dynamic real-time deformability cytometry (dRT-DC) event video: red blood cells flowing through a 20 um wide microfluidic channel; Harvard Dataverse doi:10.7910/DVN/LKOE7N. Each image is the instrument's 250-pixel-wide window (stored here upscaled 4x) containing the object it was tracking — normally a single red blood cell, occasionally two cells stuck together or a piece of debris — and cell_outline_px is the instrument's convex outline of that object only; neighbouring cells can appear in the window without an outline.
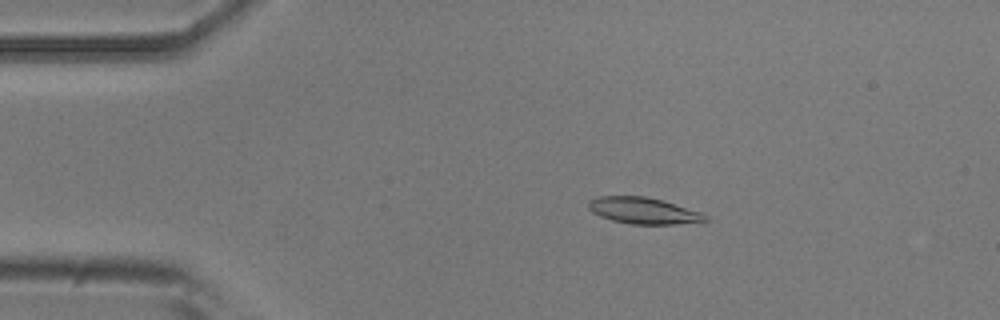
{"species": "common noctule bat (a hibernating species)", "species_latin": "Nyctalus noctula", "temperature_condition": "room temperature", "stored_images_in_passage": 48, "camera_frame_rate_fps": 3000, "um_per_image_px": 0.085, "animal": {"sex": "male", "body_mass_g": 20.5, "forearm_length_mm": 52.5}, "frame": {"image": 1, "passage_image": 10, "time_ms": 3.0, "image_size_px": [1000, 320], "cell_outline_px": [[708, 220], [676, 224], [632, 224], [612, 220], [600, 216], [592, 212], [588, 208], [588, 200], [600, 196], [644, 196], [660, 200], [700, 212], [708, 216]], "centroid_in_image_um": [54.63, 17.9], "position_along_channel_um": 30.4, "area_um2": 17.69}}
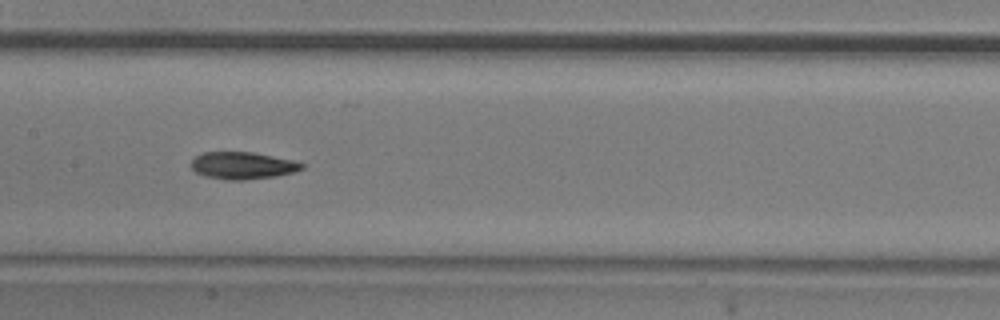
{"frame": {"image": 2, "passage_image": 26, "time_ms": 8.333, "image_size_px": [1000, 320], "cell_outline_px": [[304, 168], [292, 172], [276, 176], [244, 180], [228, 180], [208, 176], [196, 172], [192, 168], [192, 160], [196, 156], [204, 152], [252, 152], [292, 160], [304, 164]], "centroid_in_image_um": [20.63, 14.07], "position_along_channel_um": 186.8, "area_um2": 17.22}}
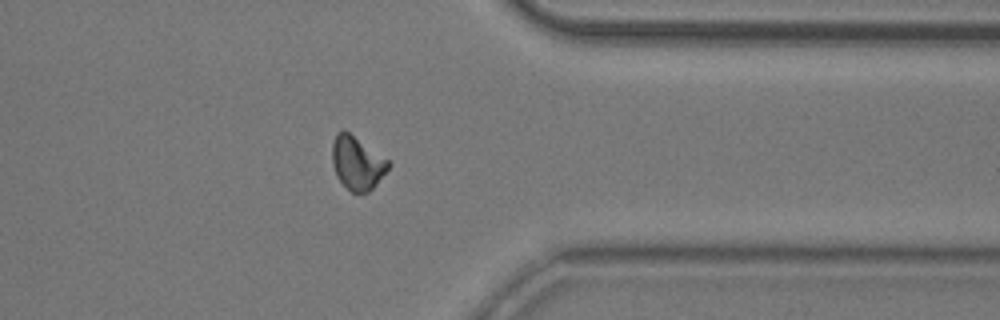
{"frame": {"image": 3, "passage_image": 42, "time_ms": 13.667, "image_size_px": [1000, 320], "cell_outline_px": [[392, 164], [376, 184], [368, 192], [352, 192], [336, 176], [332, 164], [332, 144], [336, 132], [348, 132], [392, 160]], "centroid_in_image_um": [30.39, 13.84], "position_along_channel_um": 381.0, "area_um2": 17.51}, "authors_computed_cell_mechanics": {"area_um2": 17.5134, "velocity_mm_per_s": 3.8195, "shape_relaxation_time_tau1_ms": 6.241, "shape_relaxation_time_tau2_ms": 5.5055, "deformation_change_tau1": 0.1803, "deformation_change_tau2": 0.1009}}